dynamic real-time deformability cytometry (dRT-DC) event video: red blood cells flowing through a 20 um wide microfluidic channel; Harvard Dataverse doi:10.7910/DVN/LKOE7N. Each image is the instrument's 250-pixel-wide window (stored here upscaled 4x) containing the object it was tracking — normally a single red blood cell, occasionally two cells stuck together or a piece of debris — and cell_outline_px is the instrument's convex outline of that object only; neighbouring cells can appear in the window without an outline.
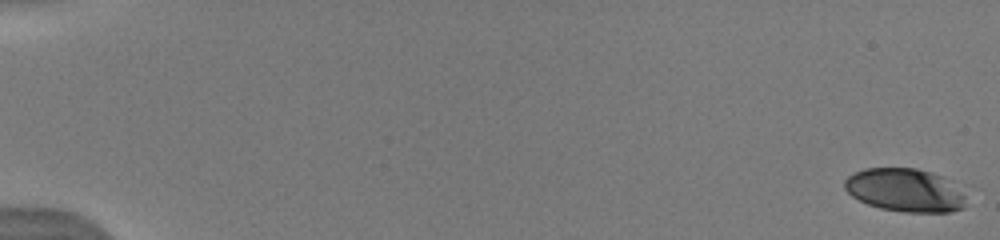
{"species": "human", "species_latin": "Homo sapiens", "temperature_condition": "warm", "stored_images_in_passage": 37, "camera_frame_rate_fps": 3000, "um_per_image_px": 0.085, "donor": {"sex": "male"}, "frame": {"image": 1, "passage_image": 1, "time_ms": 0.0, "image_size_px": [1000, 240], "cell_outline_px": [[964, 208], [952, 212], [904, 212], [880, 208], [868, 204], [852, 196], [844, 188], [844, 180], [852, 172], [864, 168], [916, 168], [932, 172], [944, 176], [964, 196]], "centroid_in_image_um": [76.88, 16.15], "position_along_channel_um": 8.1, "area_um2": 30.58}}
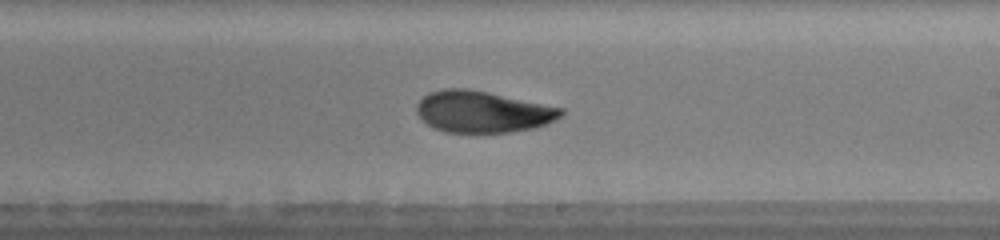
{"frame": {"image": 2, "passage_image": 24, "time_ms": 10.667, "image_size_px": [1000, 240], "cell_outline_px": [[564, 112], [560, 116], [536, 128], [508, 132], [444, 132], [428, 124], [416, 112], [416, 104], [428, 92], [444, 88], [468, 88], [488, 92], [564, 108]], "centroid_in_image_um": [41.0, 9.48], "position_along_channel_um": 248.0, "area_um2": 34.74}}
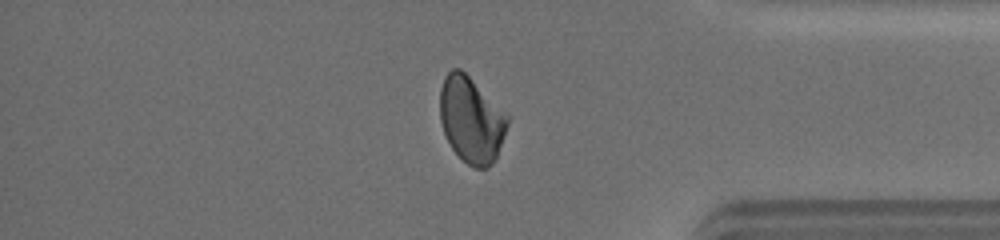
{"frame": {"image": 3, "passage_image": 31, "time_ms": 14.667, "image_size_px": [1000, 240], "cell_outline_px": [[508, 124], [496, 160], [488, 168], [476, 168], [468, 164], [452, 148], [444, 132], [440, 120], [440, 88], [444, 76], [452, 68], [460, 68], [508, 112]], "centroid_in_image_um": [40.08, 10.15], "position_along_channel_um": 395.1, "area_um2": 34.04}, "authors_computed_cell_mechanics": {"area_um2": 34.102, "velocity_mm_per_s": 4.0313, "shape_relaxation_time_tau1_ms": 9.4749, "shape_relaxation_time_tau2_ms": 2.0094, "deformation_change_tau1": 0.2548, "deformation_change_tau2": 0.0718}}